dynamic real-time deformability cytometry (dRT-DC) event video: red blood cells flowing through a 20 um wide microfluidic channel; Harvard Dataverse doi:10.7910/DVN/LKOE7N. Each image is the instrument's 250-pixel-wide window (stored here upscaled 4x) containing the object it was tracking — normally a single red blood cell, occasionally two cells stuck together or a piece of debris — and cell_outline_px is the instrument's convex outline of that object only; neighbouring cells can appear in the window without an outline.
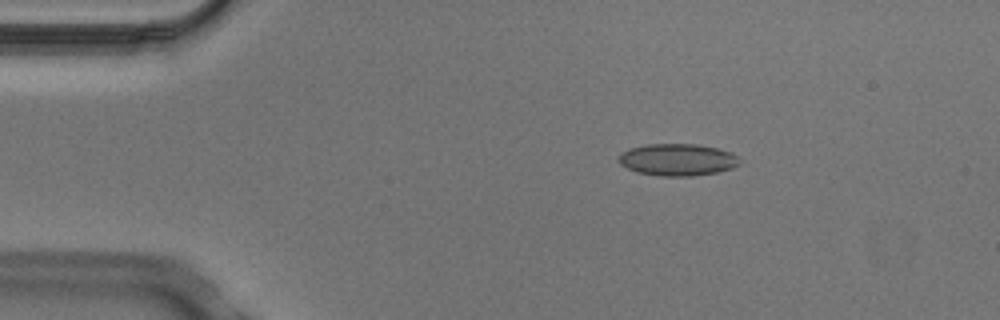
{"species": "Egyptian fruit bat (a non-hibernating species)", "species_latin": "Rousettus aegyptiacus", "temperature_condition": "cold", "stored_images_in_passage": 6, "camera_frame_rate_fps": 3000, "um_per_image_px": 0.085, "animal": {"sex": "male"}, "frame": {"image": 1, "passage_image": 1, "time_ms": 0.0, "image_size_px": [1000, 320], "cell_outline_px": [[740, 164], [732, 168], [716, 172], [692, 176], [660, 176], [636, 172], [620, 164], [620, 152], [628, 148], [648, 144], [696, 144], [716, 148], [732, 152], [740, 156]], "centroid_in_image_um": [57.61, 13.57], "position_along_channel_um": 27.4, "area_um2": 22.66}}
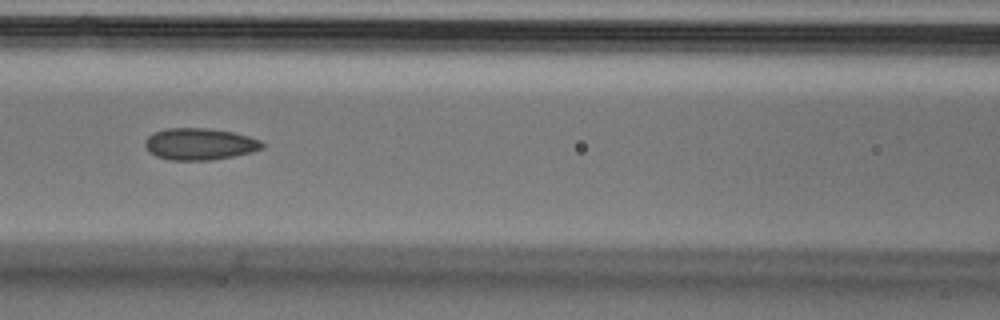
{"frame": {"image": 2, "passage_image": 5, "time_ms": 1.333, "image_size_px": [1000, 320], "cell_outline_px": [[268, 144], [264, 148], [252, 152], [212, 160], [168, 160], [156, 156], [148, 152], [144, 144], [144, 140], [152, 132], [168, 128], [208, 128], [232, 132], [248, 136], [260, 140]], "centroid_in_image_um": [16.96, 12.24], "position_along_channel_um": 149.6, "area_um2": 21.96}}
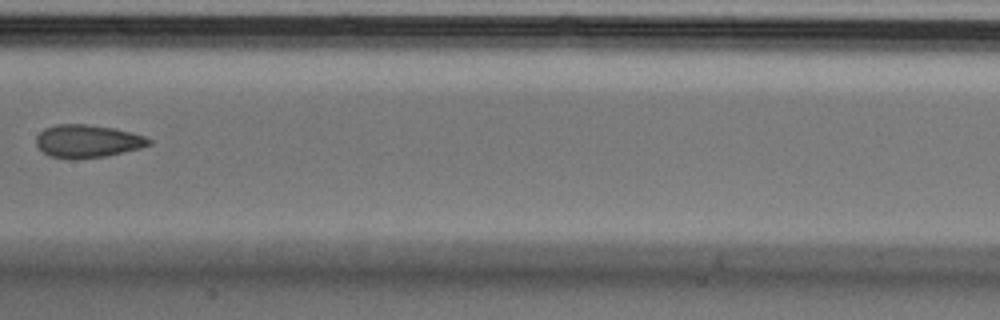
{"frame": {"image": 3, "passage_image": 6, "time_ms": 1.667, "image_size_px": [1000, 320], "cell_outline_px": [[152, 144], [140, 148], [108, 156], [76, 160], [68, 160], [48, 156], [36, 144], [36, 136], [44, 128], [56, 124], [84, 124], [116, 128], [148, 136], [152, 140]], "centroid_in_image_um": [7.46, 12.01], "position_along_channel_um": 199.9, "area_um2": 22.14}}